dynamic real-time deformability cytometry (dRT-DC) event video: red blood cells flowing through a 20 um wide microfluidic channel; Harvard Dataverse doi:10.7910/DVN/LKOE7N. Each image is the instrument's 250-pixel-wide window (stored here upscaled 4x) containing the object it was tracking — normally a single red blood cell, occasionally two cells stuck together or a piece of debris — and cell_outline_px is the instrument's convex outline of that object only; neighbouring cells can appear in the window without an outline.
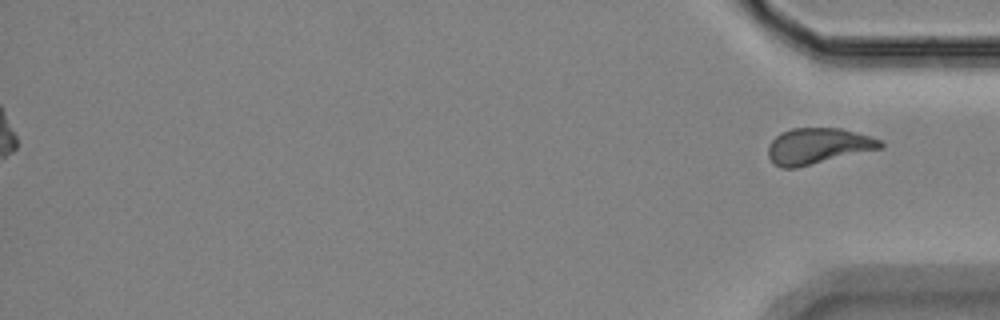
{"species": "Egyptian fruit bat (a non-hibernating species)", "species_latin": "Rousettus aegyptiacus", "temperature_condition": "room temperature", "stored_images_in_passage": 40, "segment_of_instrument_passage": [2, 2], "camera_frame_rate_fps": 3000, "um_per_image_px": 0.085, "animal": {"sex": "female"}, "frame": {"image": 1, "passage_image": 40, "time_ms": 13.0, "image_size_px": [1000, 320], "cell_outline_px": [[884, 148], [796, 168], [780, 168], [768, 156], [768, 144], [780, 132], [792, 128], [840, 128], [868, 136], [880, 140], [884, 144]], "centroid_in_image_um": [69.52, 12.42], "position_along_channel_um": 365.7, "area_um2": 23.52}}